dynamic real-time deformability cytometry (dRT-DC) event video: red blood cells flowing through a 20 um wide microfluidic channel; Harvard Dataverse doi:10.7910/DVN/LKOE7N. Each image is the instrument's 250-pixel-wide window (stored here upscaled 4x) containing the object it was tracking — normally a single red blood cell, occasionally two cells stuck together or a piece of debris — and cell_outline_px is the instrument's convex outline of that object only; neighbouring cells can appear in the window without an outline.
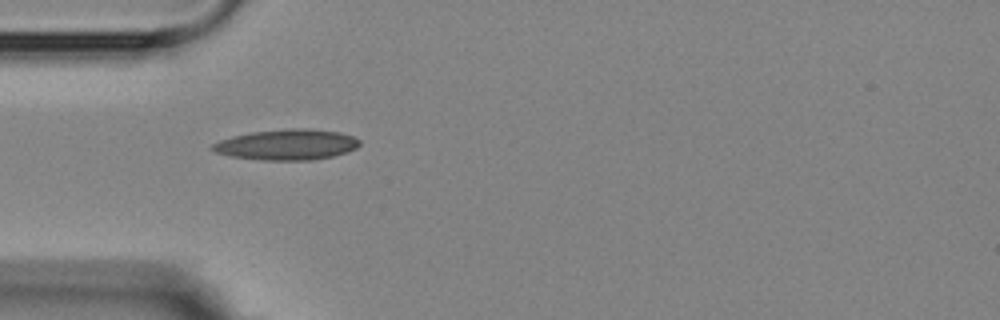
{"species": "Egyptian fruit bat (a non-hibernating species)", "species_latin": "Rousettus aegyptiacus", "temperature_condition": "room temperature", "stored_images_in_passage": 1, "camera_frame_rate_fps": 3000, "um_per_image_px": 0.085, "animal": {"sex": "female"}, "frame": {"image": 1, "passage_image": 1, "time_ms": 0.0, "image_size_px": [1000, 320], "cell_outline_px": [[360, 144], [356, 148], [348, 152], [332, 156], [312, 160], [264, 160], [232, 156], [216, 152], [208, 148], [212, 144], [220, 140], [232, 136], [252, 132], [288, 128], [308, 128], [340, 132], [352, 136], [360, 140]], "centroid_in_image_um": [24.4, 12.28], "position_along_channel_um": 60.6, "area_um2": 26.3}}